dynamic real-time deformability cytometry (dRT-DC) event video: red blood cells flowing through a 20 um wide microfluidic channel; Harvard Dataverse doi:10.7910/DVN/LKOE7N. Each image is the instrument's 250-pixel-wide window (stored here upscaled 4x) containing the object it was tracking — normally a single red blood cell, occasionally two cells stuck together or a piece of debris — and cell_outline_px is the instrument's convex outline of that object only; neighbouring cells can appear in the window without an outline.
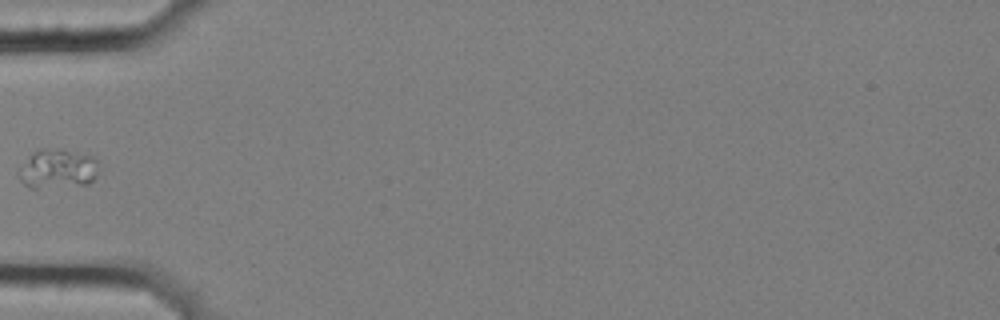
{"species": "common noctule bat (a hibernating species)", "species_latin": "Nyctalus noctula", "temperature_condition": "cold", "stored_images_in_passage": 7, "camera_frame_rate_fps": 3000, "um_per_image_px": 0.085, "animal": {"sex": "female", "body_mass_g": 25.1}, "frame": {"image": 1, "passage_image": 6, "time_ms": 1.667, "image_size_px": [1000, 320], "cell_outline_px": [[100, 160], [96, 176], [88, 184], [36, 188], [28, 188], [20, 180], [20, 176], [28, 156], [32, 152], [40, 148], [64, 148], [92, 156]], "centroid_in_image_um": [4.96, 14.31], "position_along_channel_um": 80.0, "area_um2": 18.38}}
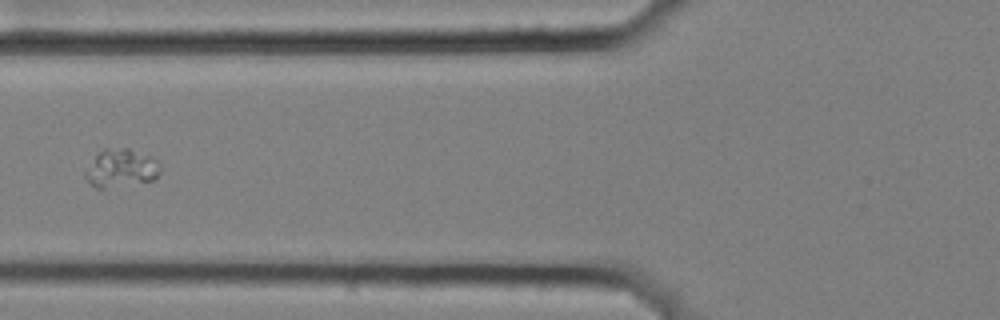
{"frame": {"image": 2, "passage_image": 7, "time_ms": 2.0, "image_size_px": [1000, 320], "cell_outline_px": [[160, 172], [152, 180], [104, 188], [96, 188], [84, 176], [84, 172], [96, 156], [104, 148], [128, 148], [160, 160]], "centroid_in_image_um": [10.31, 14.28], "position_along_channel_um": 115.5, "area_um2": 16.36}}